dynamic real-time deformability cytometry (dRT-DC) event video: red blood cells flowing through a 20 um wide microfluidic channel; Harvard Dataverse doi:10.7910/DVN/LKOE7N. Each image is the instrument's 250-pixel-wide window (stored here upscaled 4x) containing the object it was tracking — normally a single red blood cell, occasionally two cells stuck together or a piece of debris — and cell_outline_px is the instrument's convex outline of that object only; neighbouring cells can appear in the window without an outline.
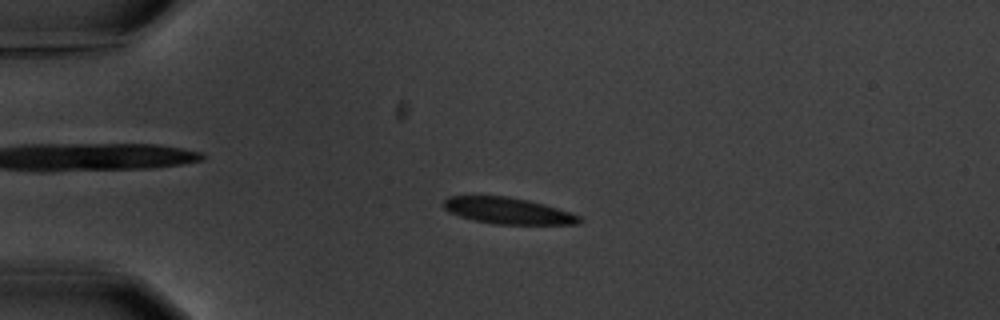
{"species": "common noctule bat (a hibernating species)", "species_latin": "Nyctalus noctula", "temperature_condition": "warm", "stored_images_in_passage": 4, "camera_frame_rate_fps": 3000, "um_per_image_px": 0.085, "animal": {"sex": "male", "body_mass_g": 20.1, "forearm_length_mm": 53.5}, "frame": {"image": 1, "passage_image": 3, "time_ms": 2.667, "image_size_px": [1000, 320], "cell_outline_px": [[584, 220], [580, 224], [496, 224], [472, 220], [460, 216], [444, 208], [440, 204], [448, 196], [508, 196], [528, 200], [572, 212], [580, 216]], "centroid_in_image_um": [43.19, 17.91], "position_along_channel_um": 41.8, "area_um2": 20.92}}